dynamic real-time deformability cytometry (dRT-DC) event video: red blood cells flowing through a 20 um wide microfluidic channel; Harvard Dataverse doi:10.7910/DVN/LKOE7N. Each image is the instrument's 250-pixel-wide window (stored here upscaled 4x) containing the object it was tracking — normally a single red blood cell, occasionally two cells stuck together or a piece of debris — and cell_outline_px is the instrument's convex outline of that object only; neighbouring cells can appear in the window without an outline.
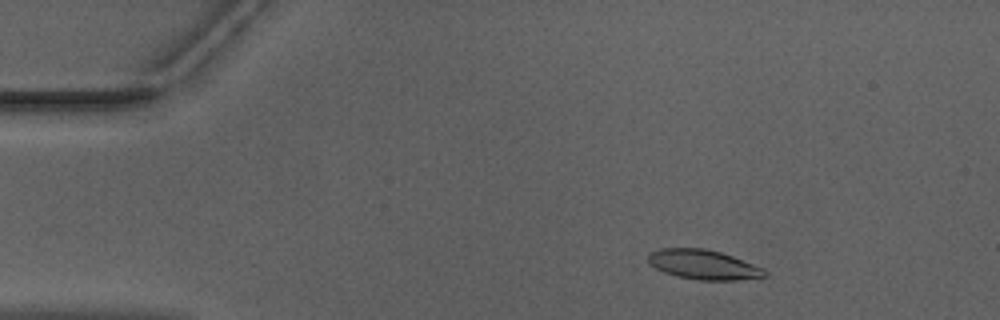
{"species": "Egyptian fruit bat (a non-hibernating species)", "species_latin": "Rousettus aegyptiacus", "temperature_condition": "warm", "stored_images_in_passage": 51, "camera_frame_rate_fps": 3000, "um_per_image_px": 0.085, "animal": {"sex": "male"}, "frame": {"image": 1, "passage_image": 7, "time_ms": 2.0, "image_size_px": [1000, 320], "cell_outline_px": [[768, 276], [736, 280], [700, 280], [676, 276], [664, 272], [656, 268], [648, 260], [648, 252], [660, 248], [704, 248], [720, 252], [732, 256], [764, 268], [768, 272]], "centroid_in_image_um": [59.8, 22.49], "position_along_channel_um": 25.2, "area_um2": 20.11}}
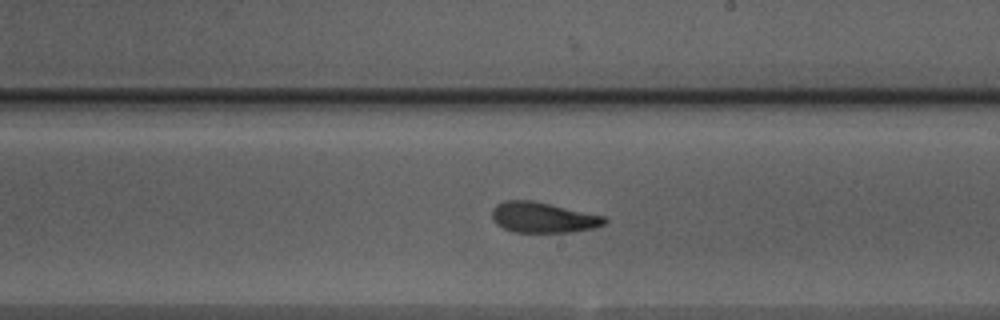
{"frame": {"image": 2, "passage_image": 29, "time_ms": 9.333, "image_size_px": [1000, 320], "cell_outline_px": [[608, 220], [604, 224], [596, 228], [572, 232], [512, 232], [496, 224], [492, 220], [492, 208], [496, 204], [504, 200], [532, 200], [604, 216]], "centroid_in_image_um": [46.13, 18.49], "position_along_channel_um": 242.9, "area_um2": 20.11}}
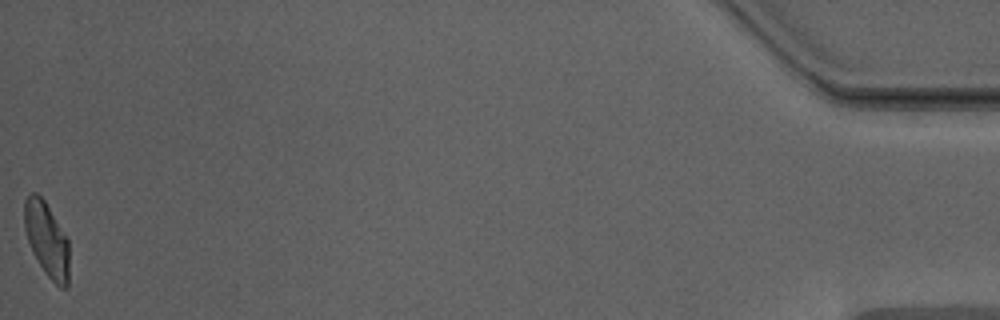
{"frame": {"image": 3, "passage_image": 51, "time_ms": 16.667, "image_size_px": [1000, 320], "cell_outline_px": [[68, 284], [64, 288], [60, 288], [48, 276], [32, 252], [24, 228], [24, 200], [32, 192], [36, 192], [44, 200], [68, 240]], "centroid_in_image_um": [3.95, 20.34], "position_along_channel_um": 431.2, "area_um2": 19.07}, "authors_computed_cell_mechanics": {"area_um2": 20.1144, "velocity_mm_per_s": 3.9604, "shape_relaxation_time_tau1_ms": null, "shape_relaxation_time_tau2_ms": 2.1579, "deformation_change_tau1": null, "deformation_change_tau2": 0.0894}}